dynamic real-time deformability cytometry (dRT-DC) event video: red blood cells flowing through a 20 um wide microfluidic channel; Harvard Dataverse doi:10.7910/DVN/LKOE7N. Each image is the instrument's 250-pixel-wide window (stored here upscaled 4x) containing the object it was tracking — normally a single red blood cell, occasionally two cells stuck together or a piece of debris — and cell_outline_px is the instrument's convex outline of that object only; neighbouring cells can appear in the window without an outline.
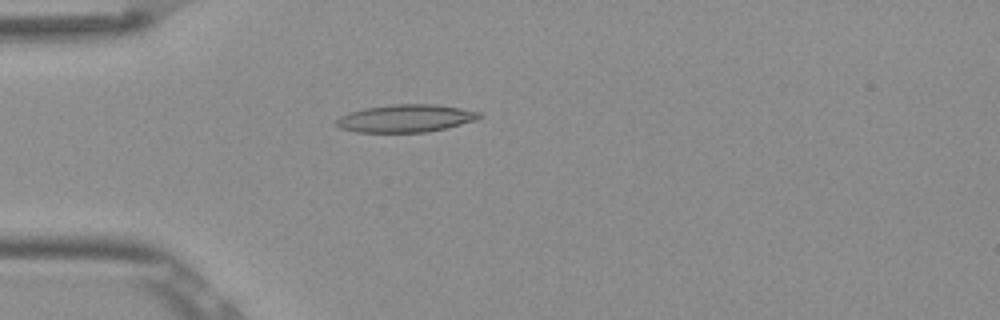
{"species": "Egyptian fruit bat (a non-hibernating species)", "species_latin": "Rousettus aegyptiacus", "temperature_condition": "room temperature", "stored_images_in_passage": 53, "camera_frame_rate_fps": 3000, "um_per_image_px": 0.085, "frame": {"image": 1, "passage_image": 15, "time_ms": 4.667, "image_size_px": [1000, 320], "cell_outline_px": [[484, 116], [476, 120], [428, 132], [356, 132], [340, 128], [336, 124], [336, 120], [340, 116], [348, 112], [364, 108], [392, 104], [436, 104], [460, 108], [480, 112]], "centroid_in_image_um": [34.48, 10.05], "position_along_channel_um": 50.5, "area_um2": 23.06}}
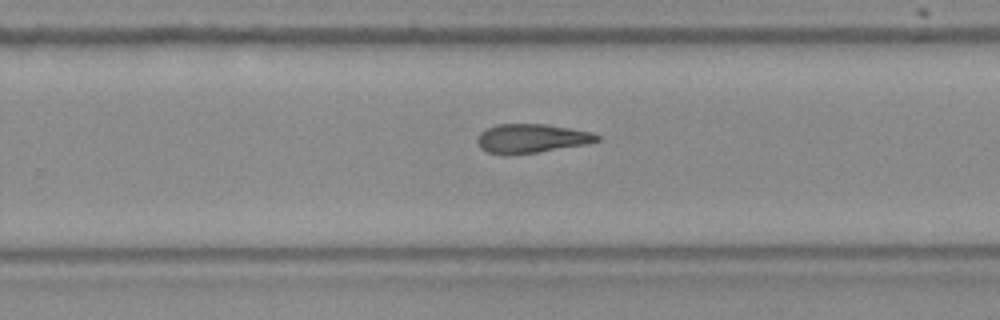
{"frame": {"image": 2, "passage_image": 34, "time_ms": 11.0, "image_size_px": [1000, 320], "cell_outline_px": [[600, 140], [588, 144], [536, 152], [504, 156], [488, 152], [480, 148], [476, 140], [480, 132], [496, 124], [544, 124], [592, 132], [600, 136]], "centroid_in_image_um": [45.15, 11.78], "position_along_channel_um": 284.7, "area_um2": 20.29}}
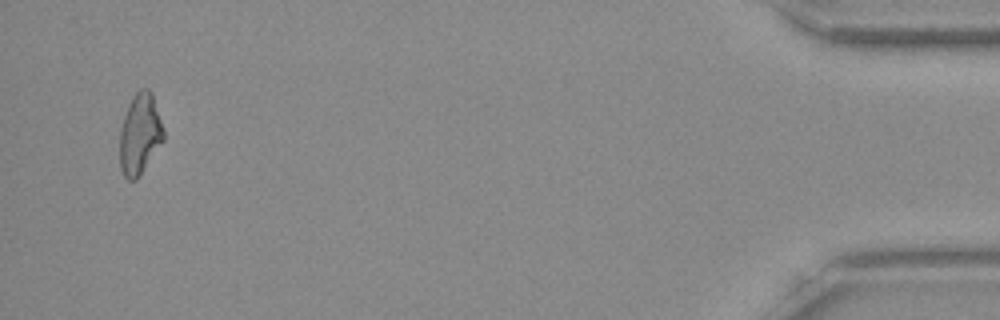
{"frame": {"image": 3, "passage_image": 51, "time_ms": 16.667, "image_size_px": [1000, 320], "cell_outline_px": [[164, 140], [140, 176], [136, 180], [128, 180], [124, 176], [120, 168], [120, 128], [128, 104], [132, 96], [140, 88], [148, 88], [152, 92], [164, 128]], "centroid_in_image_um": [11.9, 11.39], "position_along_channel_um": 423.3, "area_um2": 20.92}, "authors_computed_cell_mechanics": {"area_um2": 20.808, "velocity_mm_per_s": 3.8788, "shape_relaxation_time_tau1_ms": null, "shape_relaxation_time_tau2_ms": 5.4903, "deformation_change_tau1": null, "deformation_change_tau2": 0.1694}}